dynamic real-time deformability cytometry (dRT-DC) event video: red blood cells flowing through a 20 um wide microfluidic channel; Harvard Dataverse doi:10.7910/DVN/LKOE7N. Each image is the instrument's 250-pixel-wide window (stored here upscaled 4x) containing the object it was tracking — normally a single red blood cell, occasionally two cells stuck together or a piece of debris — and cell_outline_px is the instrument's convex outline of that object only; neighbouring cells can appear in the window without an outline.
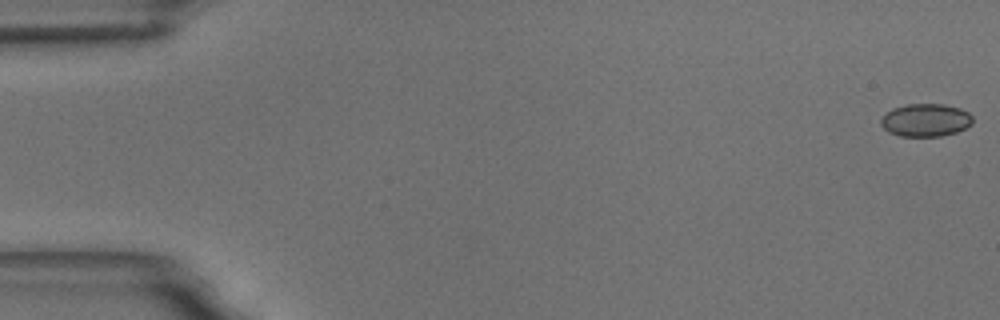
{"species": "common noctule bat (a hibernating species)", "species_latin": "Nyctalus noctula", "temperature_condition": "room temperature", "stored_images_in_passage": 8, "camera_frame_rate_fps": 3000, "um_per_image_px": 0.085, "animal": {"sex": "male", "body_mass_g": 18.8}, "frame": {"image": 1, "passage_image": 1, "time_ms": 0.0, "image_size_px": [1000, 320], "cell_outline_px": [[972, 124], [956, 132], [940, 136], [900, 136], [888, 132], [880, 124], [880, 120], [892, 108], [908, 104], [944, 104], [960, 108], [968, 112], [972, 116]], "centroid_in_image_um": [78.68, 10.21], "position_along_channel_um": 6.3, "area_um2": 17.51}}